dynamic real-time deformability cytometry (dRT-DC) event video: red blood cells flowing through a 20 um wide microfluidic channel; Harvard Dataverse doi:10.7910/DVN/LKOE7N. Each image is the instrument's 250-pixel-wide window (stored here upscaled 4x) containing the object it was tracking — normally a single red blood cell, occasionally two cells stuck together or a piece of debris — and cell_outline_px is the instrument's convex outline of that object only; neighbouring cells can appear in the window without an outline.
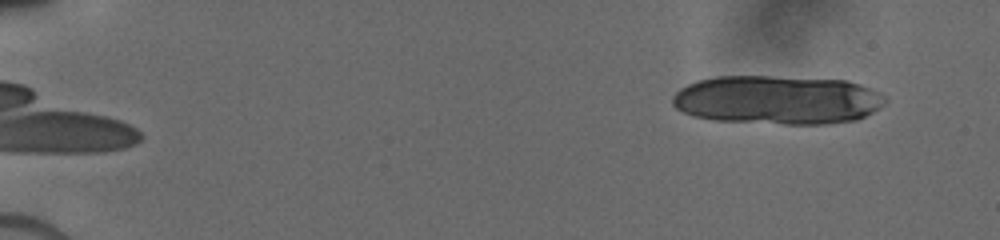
{"species": "human", "species_latin": "Homo sapiens", "temperature_condition": "cold", "stored_images_in_passage": 12, "camera_frame_rate_fps": 3000, "um_per_image_px": 0.085, "donor": {"sex": "male"}, "frame": {"image": 1, "passage_image": 1, "time_ms": 0.0, "image_size_px": [1000, 240], "cell_outline_px": [[888, 100], [884, 104], [872, 112], [856, 120], [828, 124], [784, 124], [712, 120], [692, 116], [676, 108], [672, 104], [672, 96], [680, 88], [696, 80], [716, 76], [768, 76], [848, 80], [872, 88], [880, 92]], "centroid_in_image_um": [66.08, 8.49], "position_along_channel_um": 18.9, "area_um2": 61.09}}